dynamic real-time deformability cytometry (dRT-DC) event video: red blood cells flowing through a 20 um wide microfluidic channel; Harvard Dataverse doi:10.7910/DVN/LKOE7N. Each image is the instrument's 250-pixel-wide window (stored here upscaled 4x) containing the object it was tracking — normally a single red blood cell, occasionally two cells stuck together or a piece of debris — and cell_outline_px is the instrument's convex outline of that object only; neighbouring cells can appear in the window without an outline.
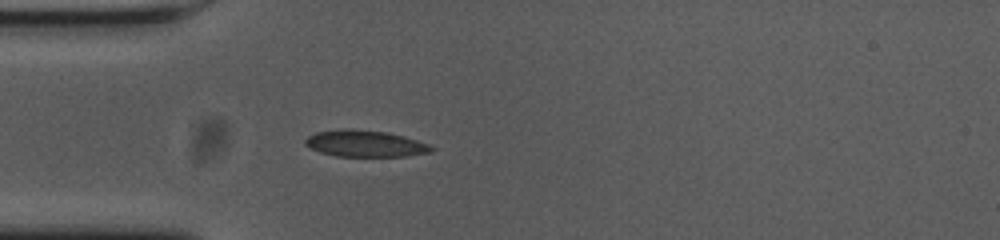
{"species": "common noctule bat (a hibernating species)", "species_latin": "Nyctalus noctula", "temperature_condition": "cold", "stored_images_in_passage": 40, "camera_frame_rate_fps": 3000, "um_per_image_px": 0.085, "animal": {"sex": "female", "body_mass_g": 23.0, "forearm_length_mm": 53.4}, "frame": {"image": 1, "passage_image": 1, "time_ms": 0.0, "image_size_px": [1000, 240], "cell_outline_px": [[436, 148], [428, 152], [404, 156], [336, 156], [320, 152], [304, 144], [304, 140], [308, 136], [316, 132], [344, 128], [352, 128], [384, 132], [404, 136], [428, 144]], "centroid_in_image_um": [31.0, 12.19], "position_along_channel_um": 54.0, "area_um2": 19.36}}
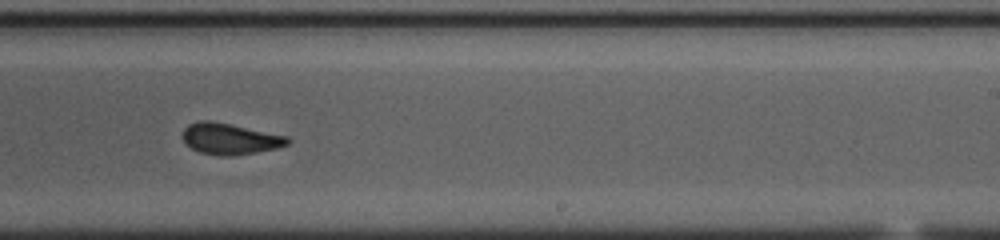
{"frame": {"image": 2, "passage_image": 19, "time_ms": 6.0, "image_size_px": [1000, 240], "cell_outline_px": [[292, 140], [288, 144], [276, 148], [256, 152], [232, 156], [220, 156], [200, 152], [192, 148], [184, 140], [184, 128], [188, 124], [200, 120], [212, 120], [288, 136]], "centroid_in_image_um": [19.57, 11.79], "position_along_channel_um": 269.4, "area_um2": 19.02}}
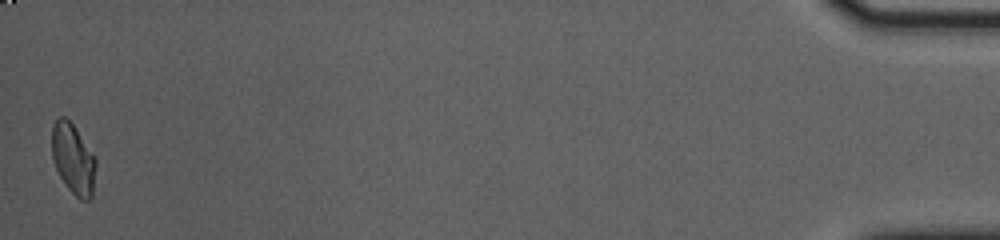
{"frame": {"image": 3, "passage_image": 40, "time_ms": 13.0, "image_size_px": [1000, 240], "cell_outline_px": [[96, 164], [92, 196], [88, 200], [80, 200], [64, 184], [56, 168], [52, 156], [52, 124], [60, 116], [64, 116], [72, 124], [96, 160]], "centroid_in_image_um": [6.2, 13.53], "position_along_channel_um": 429.0, "area_um2": 17.69}, "authors_computed_cell_mechanics": {"area_um2": 18.785, "velocity_mm_per_s": 3.6915, "shape_relaxation_time_tau1_ms": null, "shape_relaxation_time_tau2_ms": 1.8939, "deformation_change_tau1": null, "deformation_change_tau2": 0.0504}}